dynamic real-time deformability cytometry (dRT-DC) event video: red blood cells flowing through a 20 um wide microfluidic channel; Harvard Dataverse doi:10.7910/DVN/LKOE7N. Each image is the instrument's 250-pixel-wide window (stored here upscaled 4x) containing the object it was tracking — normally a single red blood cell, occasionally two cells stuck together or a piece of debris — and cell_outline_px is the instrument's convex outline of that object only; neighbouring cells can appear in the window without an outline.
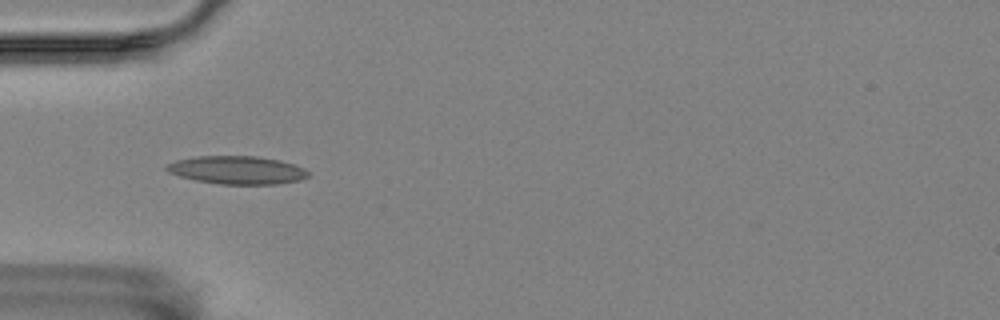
{"species": "Egyptian fruit bat (a non-hibernating species)", "species_latin": "Rousettus aegyptiacus", "temperature_condition": "room temperature", "stored_images_in_passage": 43, "camera_frame_rate_fps": 3000, "um_per_image_px": 0.085, "animal": {"sex": "female"}, "frame": {"image": 1, "passage_image": 8, "time_ms": 2.333, "image_size_px": [1000, 320], "cell_outline_px": [[308, 176], [300, 180], [276, 184], [220, 184], [196, 180], [180, 176], [168, 172], [164, 168], [164, 164], [176, 160], [196, 156], [256, 156], [280, 160], [304, 168], [308, 172]], "centroid_in_image_um": [20.11, 14.45], "position_along_channel_um": 64.9, "area_um2": 23.18}}
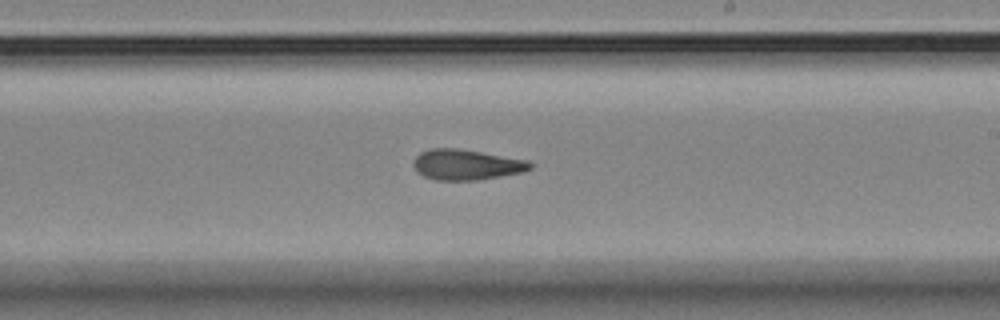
{"frame": {"image": 2, "passage_image": 24, "time_ms": 7.667, "image_size_px": [1000, 320], "cell_outline_px": [[532, 168], [524, 172], [476, 180], [436, 180], [424, 176], [416, 172], [412, 164], [412, 160], [420, 152], [432, 148], [456, 148], [528, 160], [532, 164]], "centroid_in_image_um": [39.61, 14.0], "position_along_channel_um": 249.4, "area_um2": 20.75}}
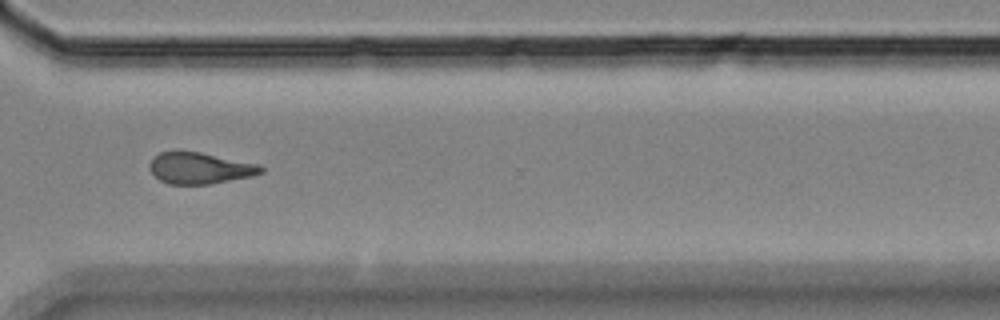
{"frame": {"image": 3, "passage_image": 33, "time_ms": 10.667, "image_size_px": [1000, 320], "cell_outline_px": [[264, 172], [252, 176], [208, 184], [168, 184], [160, 180], [148, 168], [148, 164], [152, 156], [160, 152], [176, 148], [200, 152], [260, 164], [264, 168]], "centroid_in_image_um": [16.93, 14.25], "position_along_channel_um": 353.7, "area_um2": 20.92}, "authors_computed_cell_mechanics": {"area_um2": 20.519, "velocity_mm_per_s": 3.4654, "shape_relaxation_time_tau1_ms": null, "shape_relaxation_time_tau2_ms": 4.5003, "deformation_change_tau1": null, "deformation_change_tau2": 0.1436}}